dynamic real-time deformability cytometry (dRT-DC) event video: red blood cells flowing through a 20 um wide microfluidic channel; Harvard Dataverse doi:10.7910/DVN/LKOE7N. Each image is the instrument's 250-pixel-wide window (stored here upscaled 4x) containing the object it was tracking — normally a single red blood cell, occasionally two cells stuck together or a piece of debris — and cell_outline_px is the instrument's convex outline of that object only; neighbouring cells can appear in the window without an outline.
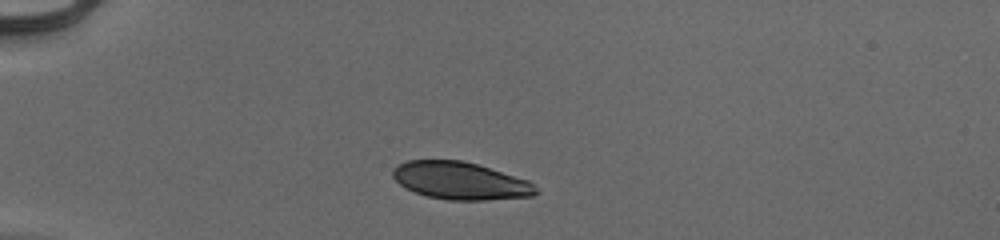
{"species": "human", "species_latin": "Homo sapiens", "temperature_condition": "cold", "stored_images_in_passage": 39, "camera_frame_rate_fps": 3000, "um_per_image_px": 0.085, "donor": {"sex": "male"}, "frame": {"image": 1, "passage_image": 1, "time_ms": 0.0, "image_size_px": [1000, 240], "cell_outline_px": [[540, 192], [532, 196], [484, 200], [448, 200], [428, 196], [404, 188], [392, 176], [392, 168], [408, 160], [464, 160], [528, 180]], "centroid_in_image_um": [39.12, 15.36], "position_along_channel_um": 45.9, "area_um2": 31.15}}
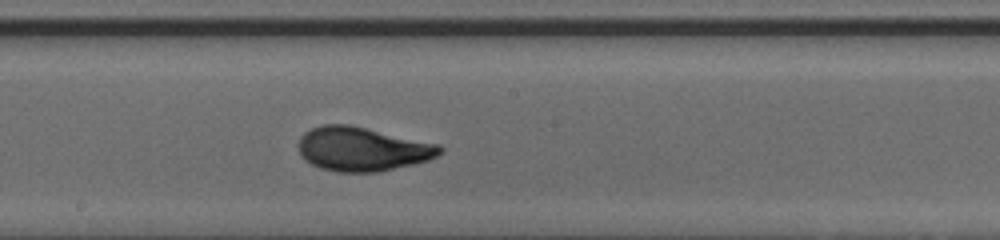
{"frame": {"image": 2, "passage_image": 17, "time_ms": 5.333, "image_size_px": [1000, 240], "cell_outline_px": [[444, 148], [436, 156], [428, 160], [412, 164], [376, 172], [336, 172], [320, 168], [304, 160], [300, 152], [300, 136], [304, 132], [312, 128], [324, 124], [352, 124], [440, 144]], "centroid_in_image_um": [30.8, 12.65], "position_along_channel_um": 217.4, "area_um2": 36.36}}
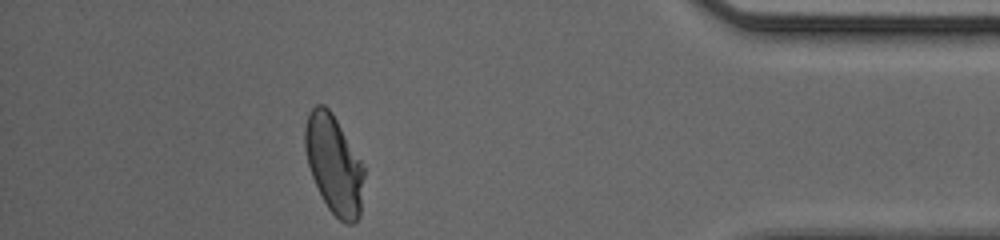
{"frame": {"image": 3, "passage_image": 34, "time_ms": 11.0, "image_size_px": [1000, 240], "cell_outline_px": [[364, 176], [360, 216], [352, 224], [344, 224], [328, 208], [312, 176], [308, 164], [304, 148], [304, 128], [308, 116], [312, 108], [316, 104], [324, 104], [332, 112], [360, 160], [364, 168]], "centroid_in_image_um": [28.38, 13.98], "position_along_channel_um": 406.8, "area_um2": 33.58}, "authors_computed_cell_mechanics": {"area_um2": 34.5644, "velocity_mm_per_s": 3.9586, "shape_relaxation_time_tau1_ms": 3.4407, "shape_relaxation_time_tau2_ms": null, "deformation_change_tau1": 0.1598, "deformation_change_tau2": null}}